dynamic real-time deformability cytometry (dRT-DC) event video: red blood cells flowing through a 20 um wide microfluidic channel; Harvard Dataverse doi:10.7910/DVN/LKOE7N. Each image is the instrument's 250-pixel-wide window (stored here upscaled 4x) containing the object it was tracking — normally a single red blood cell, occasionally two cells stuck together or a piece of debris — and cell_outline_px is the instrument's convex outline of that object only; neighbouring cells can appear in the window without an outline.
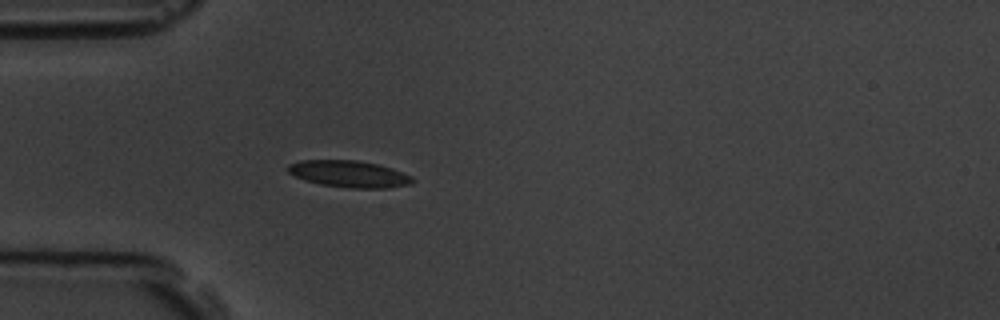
{"species": "common noctule bat (a hibernating species)", "species_latin": "Nyctalus noctula", "temperature_condition": "room temperature", "stored_images_in_passage": 4, "camera_frame_rate_fps": 3000, "um_per_image_px": 0.085, "animal": {"sex": "male", "body_mass_g": 19.5, "forearm_length_mm": 54.6}, "frame": {"image": 1, "passage_image": 4, "time_ms": 4.333, "image_size_px": [1000, 320], "cell_outline_px": [[416, 180], [412, 184], [388, 188], [348, 188], [320, 184], [304, 180], [288, 172], [288, 164], [300, 160], [356, 160], [376, 164], [392, 168], [412, 176]], "centroid_in_image_um": [29.7, 14.79], "position_along_channel_um": 55.3, "area_um2": 19.48}}